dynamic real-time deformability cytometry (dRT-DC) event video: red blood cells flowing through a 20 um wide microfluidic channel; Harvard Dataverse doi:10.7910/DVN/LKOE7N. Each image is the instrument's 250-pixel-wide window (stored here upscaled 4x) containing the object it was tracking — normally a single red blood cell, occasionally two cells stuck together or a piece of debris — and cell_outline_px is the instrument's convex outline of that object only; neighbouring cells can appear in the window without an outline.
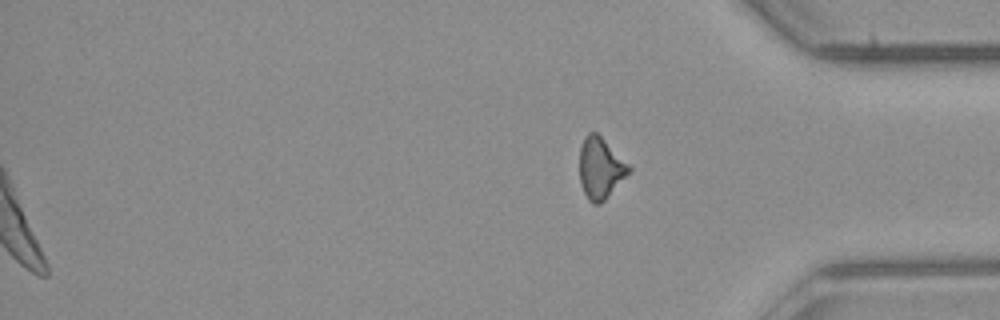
{"species": "common noctule bat (a hibernating species)", "species_latin": "Nyctalus noctula", "temperature_condition": "room temperature", "stored_images_in_passage": 53, "segment_of_instrument_passage": [2, 2], "camera_frame_rate_fps": 3000, "um_per_image_px": 0.085, "animal": {"sex": "male", "body_mass_g": 23.1, "forearm_length_mm": 52.7}, "frame": {"image": 1, "passage_image": 53, "time_ms": 17.333, "image_size_px": [1000, 320], "cell_outline_px": [[632, 168], [604, 200], [600, 204], [592, 204], [588, 200], [580, 184], [580, 144], [584, 136], [588, 132], [596, 132]], "centroid_in_image_um": [50.99, 14.28], "position_along_channel_um": 384.2, "area_um2": 17.22}}